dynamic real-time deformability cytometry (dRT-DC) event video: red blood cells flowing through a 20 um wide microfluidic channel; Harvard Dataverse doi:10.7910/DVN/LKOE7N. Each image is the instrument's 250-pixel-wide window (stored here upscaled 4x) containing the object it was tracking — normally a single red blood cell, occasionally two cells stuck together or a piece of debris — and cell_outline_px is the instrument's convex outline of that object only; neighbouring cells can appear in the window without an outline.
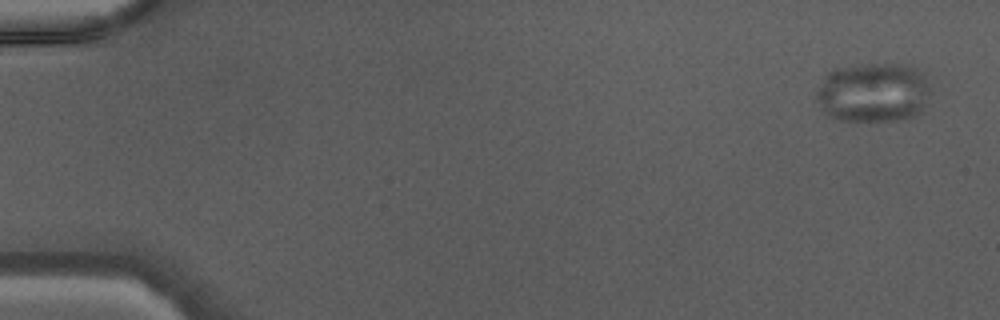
{"species": "Egyptian fruit bat (a non-hibernating species)", "species_latin": "Rousettus aegyptiacus", "temperature_condition": "warm", "stored_images_in_passage": 23, "camera_frame_rate_fps": 3000, "um_per_image_px": 0.085, "animal": {"sex": "male"}, "frame": {"image": 1, "passage_image": 1, "time_ms": 0.0, "image_size_px": [1000, 320], "cell_outline_px": [[932, 92], [924, 112], [900, 120], [840, 120], [828, 116], [824, 112], [816, 100], [816, 88], [832, 72], [840, 68], [856, 64], [904, 64], [916, 68], [924, 72]], "centroid_in_image_um": [74.31, 7.86], "position_along_channel_um": 10.7, "area_um2": 40.06}}